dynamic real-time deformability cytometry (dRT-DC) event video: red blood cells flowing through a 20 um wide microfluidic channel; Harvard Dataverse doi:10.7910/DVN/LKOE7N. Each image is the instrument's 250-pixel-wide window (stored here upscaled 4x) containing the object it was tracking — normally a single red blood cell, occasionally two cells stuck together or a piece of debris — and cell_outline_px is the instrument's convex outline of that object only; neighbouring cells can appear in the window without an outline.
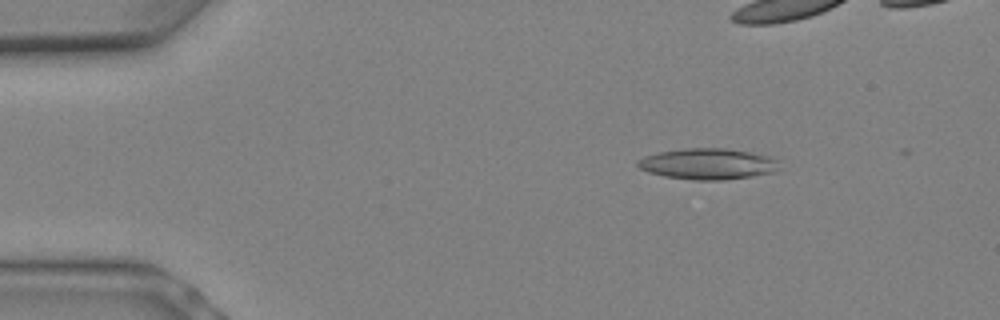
{"species": "Egyptian fruit bat (a non-hibernating species)", "species_latin": "Rousettus aegyptiacus", "temperature_condition": "warm", "stored_images_in_passage": 11, "camera_frame_rate_fps": 3000, "um_per_image_px": 0.085, "animal": {"sex": "female"}, "frame": {"image": 1, "passage_image": 4, "time_ms": 1.0, "image_size_px": [1000, 320], "cell_outline_px": [[776, 160], [772, 172], [724, 180], [692, 180], [664, 176], [648, 172], [640, 168], [636, 164], [636, 160], [644, 156], [656, 152], [684, 148], [724, 148], [772, 156]], "centroid_in_image_um": [60.04, 13.92], "position_along_channel_um": 25.0, "area_um2": 25.32}}